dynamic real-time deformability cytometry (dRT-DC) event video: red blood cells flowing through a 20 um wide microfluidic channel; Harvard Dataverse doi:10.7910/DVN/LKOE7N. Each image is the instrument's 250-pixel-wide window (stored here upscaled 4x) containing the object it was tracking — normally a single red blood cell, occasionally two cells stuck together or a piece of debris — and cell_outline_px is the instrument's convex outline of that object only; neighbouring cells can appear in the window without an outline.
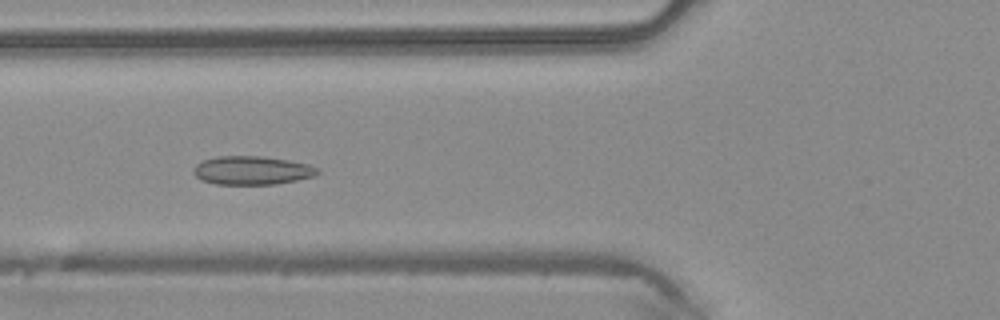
{"species": "common noctule bat (a hibernating species)", "species_latin": "Nyctalus noctula", "temperature_condition": "warm", "stored_images_in_passage": 42, "camera_frame_rate_fps": 3000, "um_per_image_px": 0.085, "animal": {"sex": "male", "body_mass_g": 20.4}, "frame": {"image": 1, "passage_image": 12, "time_ms": 3.667, "image_size_px": [1000, 320], "cell_outline_px": [[320, 172], [316, 176], [276, 184], [216, 184], [200, 180], [192, 172], [196, 164], [204, 160], [216, 156], [260, 156], [288, 160], [308, 164], [320, 168]], "centroid_in_image_um": [21.43, 14.48], "position_along_channel_um": 104.4, "area_um2": 20.75}}
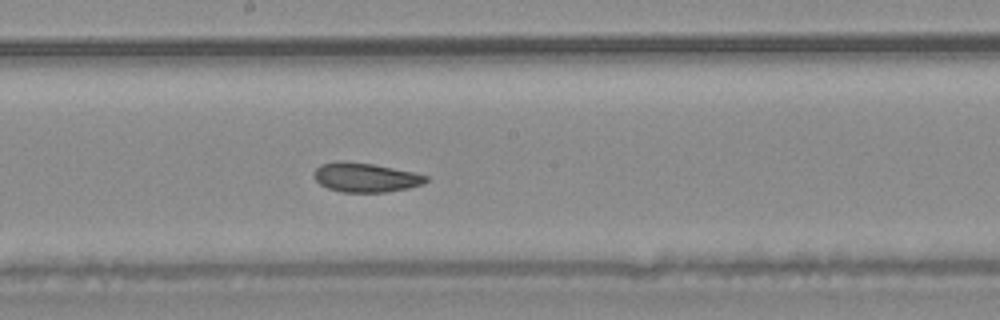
{"frame": {"image": 2, "passage_image": 20, "time_ms": 6.333, "image_size_px": [1000, 320], "cell_outline_px": [[428, 180], [420, 184], [408, 188], [384, 192], [340, 192], [328, 188], [320, 184], [316, 180], [316, 168], [320, 164], [336, 160], [344, 160], [372, 164], [412, 172], [428, 176]], "centroid_in_image_um": [31.03, 15.07], "position_along_channel_um": 217.2, "area_um2": 18.9}}
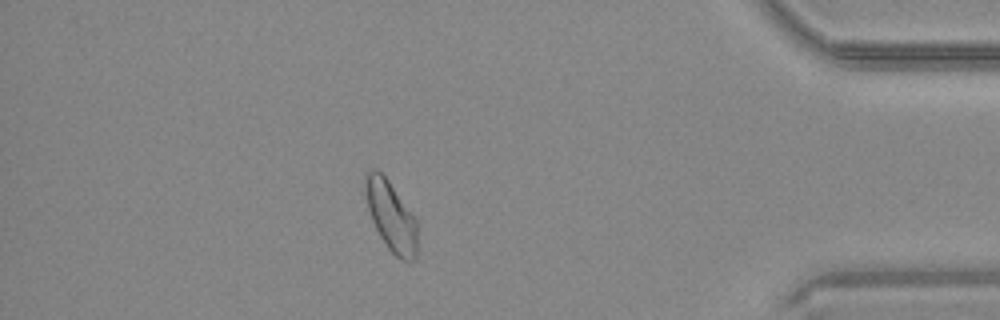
{"frame": {"image": 3, "passage_image": 36, "time_ms": 11.667, "image_size_px": [1000, 320], "cell_outline_px": [[416, 256], [412, 260], [400, 260], [388, 248], [380, 236], [372, 220], [368, 208], [364, 188], [364, 176], [372, 168], [376, 168], [388, 180], [416, 220]], "centroid_in_image_um": [33.2, 18.35], "position_along_channel_um": 402.0, "area_um2": 20.75}, "authors_computed_cell_mechanics": {"area_um2": 20.5479, "velocity_mm_per_s": 4.2279, "shape_relaxation_time_tau1_ms": 9.2786, "shape_relaxation_time_tau2_ms": 2.336, "deformation_change_tau1": 0.1433, "deformation_change_tau2": 0.0633}}